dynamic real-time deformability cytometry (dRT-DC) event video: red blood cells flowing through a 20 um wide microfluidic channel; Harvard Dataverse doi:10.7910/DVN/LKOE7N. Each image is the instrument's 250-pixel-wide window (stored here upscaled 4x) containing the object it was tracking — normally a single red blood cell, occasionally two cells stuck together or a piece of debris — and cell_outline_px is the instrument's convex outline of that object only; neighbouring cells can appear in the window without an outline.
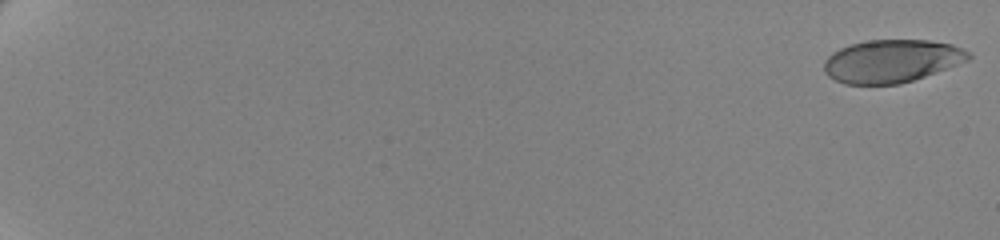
{"species": "human", "species_latin": "Homo sapiens", "temperature_condition": "cold", "stored_images_in_passage": 62, "camera_frame_rate_fps": 3000, "um_per_image_px": 0.085, "donor": {"sex": "female"}, "frame": {"image": 1, "passage_image": 1, "time_ms": 0.0, "image_size_px": [1000, 240], "cell_outline_px": [[972, 56], [968, 60], [924, 76], [900, 84], [844, 84], [828, 76], [824, 72], [824, 60], [832, 52], [840, 48], [852, 44], [868, 40], [928, 40], [952, 44], [968, 52]], "centroid_in_image_um": [75.75, 5.19], "position_along_channel_um": 9.3, "area_um2": 35.84}}
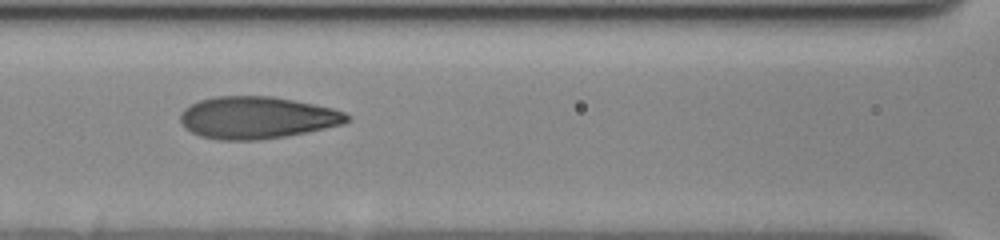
{"frame": {"image": 2, "passage_image": 32, "time_ms": 10.333, "image_size_px": [1000, 240], "cell_outline_px": [[352, 120], [344, 124], [284, 136], [260, 140], [216, 140], [200, 136], [184, 128], [180, 120], [180, 112], [184, 108], [200, 100], [216, 96], [272, 96], [332, 108], [344, 112], [352, 116]], "centroid_in_image_um": [21.83, 10.0], "position_along_channel_um": 144.8, "area_um2": 40.92}}
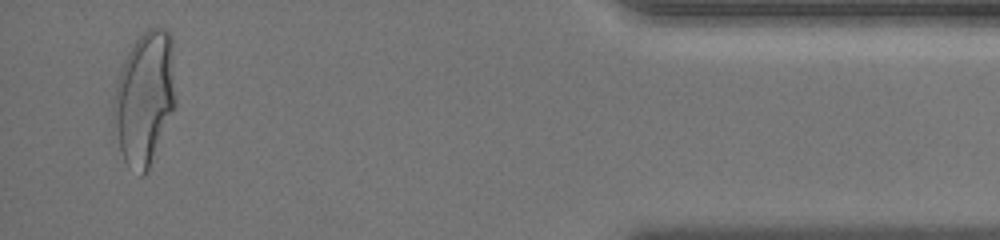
{"frame": {"image": 3, "passage_image": 60, "time_ms": 19.667, "image_size_px": [1000, 240], "cell_outline_px": [[176, 104], [148, 168], [144, 176], [140, 176], [124, 160], [120, 148], [112, 120], [112, 104], [116, 84], [124, 60], [132, 44], [148, 28], [168, 28], [172, 36], [176, 100]], "centroid_in_image_um": [12.29, 8.29], "position_along_channel_um": 422.9, "area_um2": 48.21}, "authors_computed_cell_mechanics": {"area_um2": 39.4485, "velocity_mm_per_s": 3.4832, "shape_relaxation_time_tau1_ms": 4.2437, "shape_relaxation_time_tau2_ms": null, "deformation_change_tau1": 0.1896, "deformation_change_tau2": null}}